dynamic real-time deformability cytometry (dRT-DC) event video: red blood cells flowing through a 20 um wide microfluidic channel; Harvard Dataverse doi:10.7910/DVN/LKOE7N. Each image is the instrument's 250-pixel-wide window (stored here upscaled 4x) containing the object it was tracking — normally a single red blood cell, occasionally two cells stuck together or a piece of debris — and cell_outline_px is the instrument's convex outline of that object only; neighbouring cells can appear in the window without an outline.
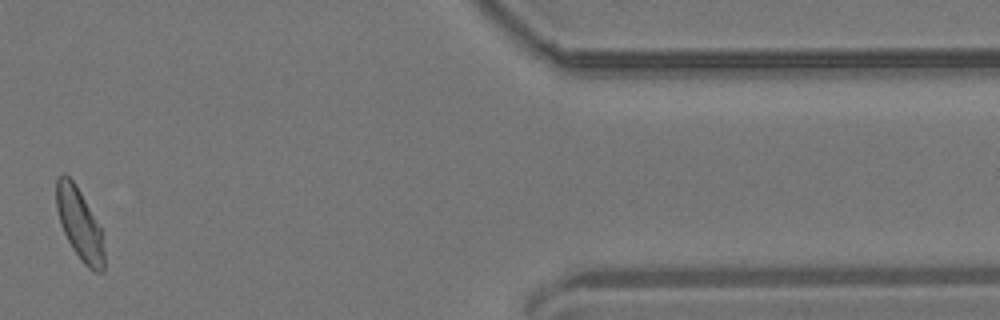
{"species": "common noctule bat (a hibernating species)", "species_latin": "Nyctalus noctula", "temperature_condition": "room temperature", "stored_images_in_passage": 17, "camera_frame_rate_fps": 3000, "um_per_image_px": 0.085, "animal": {"sex": "male", "body_mass_g": 19.2, "forearm_length_mm": 51.8}, "frame": {"image": 1, "passage_image": 16, "time_ms": 5.0, "image_size_px": [1000, 320], "cell_outline_px": [[104, 272], [96, 272], [88, 268], [84, 264], [72, 248], [60, 224], [56, 208], [56, 180], [64, 172], [76, 184], [100, 228], [104, 252]], "centroid_in_image_um": [6.74, 19.05], "position_along_channel_um": 404.7, "area_um2": 19.65}}